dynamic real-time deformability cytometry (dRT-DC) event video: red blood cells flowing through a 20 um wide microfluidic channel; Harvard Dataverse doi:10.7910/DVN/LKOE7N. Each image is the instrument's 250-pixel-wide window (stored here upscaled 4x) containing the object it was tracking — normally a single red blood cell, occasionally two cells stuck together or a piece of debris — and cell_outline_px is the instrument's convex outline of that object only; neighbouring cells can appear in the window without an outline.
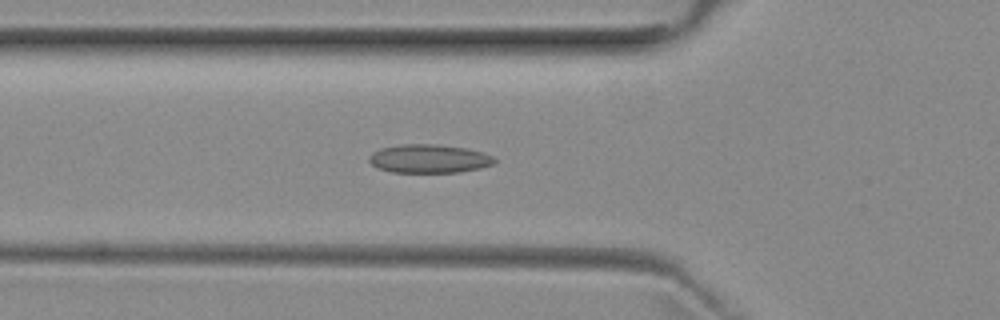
{"species": "common noctule bat (a hibernating species)", "species_latin": "Nyctalus noctula", "temperature_condition": "room temperature", "stored_images_in_passage": 41, "camera_frame_rate_fps": 3000, "um_per_image_px": 0.085, "animal": {"sex": "female", "body_mass_g": 29.2, "forearm_length_mm": 56.3}, "frame": {"image": 1, "passage_image": 7, "time_ms": 2.0, "image_size_px": [1000, 320], "cell_outline_px": [[496, 160], [492, 164], [480, 168], [460, 172], [392, 172], [376, 168], [368, 160], [368, 156], [372, 152], [380, 148], [404, 144], [436, 144], [464, 148], [480, 152], [492, 156]], "centroid_in_image_um": [36.41, 13.49], "position_along_channel_um": 89.4, "area_um2": 20.75}}
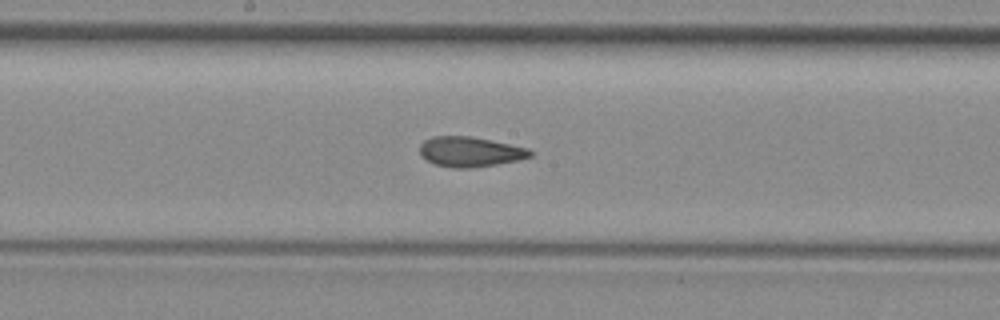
{"frame": {"image": 2, "passage_image": 16, "time_ms": 5.0, "image_size_px": [1000, 320], "cell_outline_px": [[532, 156], [516, 160], [496, 164], [468, 168], [452, 168], [436, 164], [420, 156], [420, 144], [424, 140], [432, 136], [472, 136], [528, 148], [532, 152]], "centroid_in_image_um": [39.92, 12.89], "position_along_channel_um": 208.3, "area_um2": 19.19}}
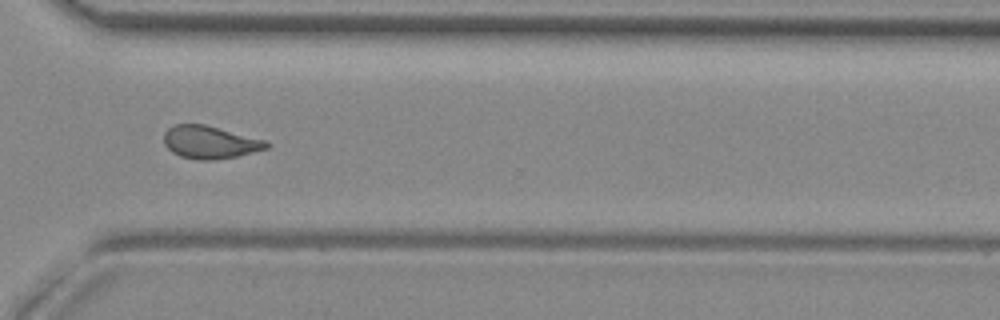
{"frame": {"image": 3, "passage_image": 27, "time_ms": 8.667, "image_size_px": [1000, 320], "cell_outline_px": [[268, 148], [236, 156], [212, 160], [200, 160], [180, 156], [172, 152], [164, 144], [164, 132], [168, 128], [176, 124], [204, 124], [264, 140], [268, 144]], "centroid_in_image_um": [17.79, 12.09], "position_along_channel_um": 352.8, "area_um2": 19.25}, "authors_computed_cell_mechanics": {"area_um2": 19.4208, "velocity_mm_per_s": 3.9501, "shape_relaxation_time_tau1_ms": null, "shape_relaxation_time_tau2_ms": 1.8957, "deformation_change_tau1": null, "deformation_change_tau2": 0.0874}}